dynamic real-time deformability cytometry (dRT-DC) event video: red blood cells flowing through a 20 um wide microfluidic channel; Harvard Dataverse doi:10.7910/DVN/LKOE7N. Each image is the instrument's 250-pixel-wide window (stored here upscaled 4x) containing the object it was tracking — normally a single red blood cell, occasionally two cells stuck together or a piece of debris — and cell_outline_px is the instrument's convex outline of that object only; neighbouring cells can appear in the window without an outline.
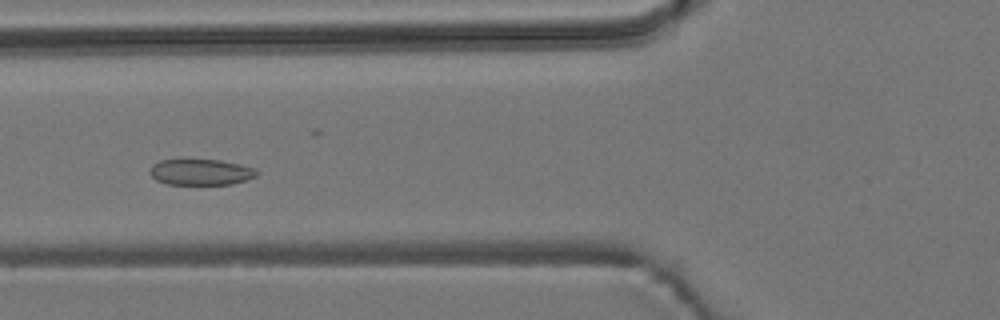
{"species": "common noctule bat (a hibernating species)", "species_latin": "Nyctalus noctula", "temperature_condition": "room temperature", "stored_images_in_passage": 30, "camera_frame_rate_fps": 3000, "um_per_image_px": 0.085, "animal": {"sex": "male", "body_mass_g": 19.2, "forearm_length_mm": 51.8}, "frame": {"image": 1, "passage_image": 7, "time_ms": 2.0, "image_size_px": [1000, 320], "cell_outline_px": [[260, 172], [256, 176], [248, 180], [232, 184], [168, 184], [156, 180], [148, 172], [152, 164], [160, 160], [220, 160], [240, 164], [256, 168]], "centroid_in_image_um": [17.1, 14.63], "position_along_channel_um": 108.7, "area_um2": 16.3}}
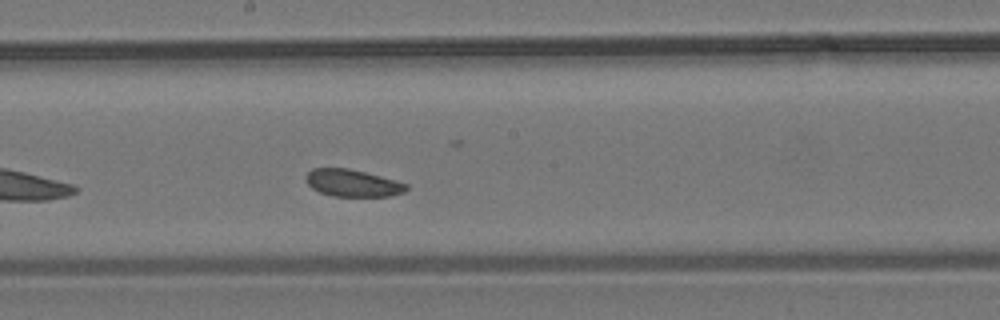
{"frame": {"image": 2, "passage_image": 16, "time_ms": 5.0, "image_size_px": [1000, 320], "cell_outline_px": [[408, 188], [404, 192], [388, 196], [332, 196], [320, 192], [312, 188], [304, 180], [304, 176], [312, 168], [348, 168], [380, 176], [408, 184]], "centroid_in_image_um": [29.93, 15.55], "position_along_channel_um": 218.3, "area_um2": 15.84}}
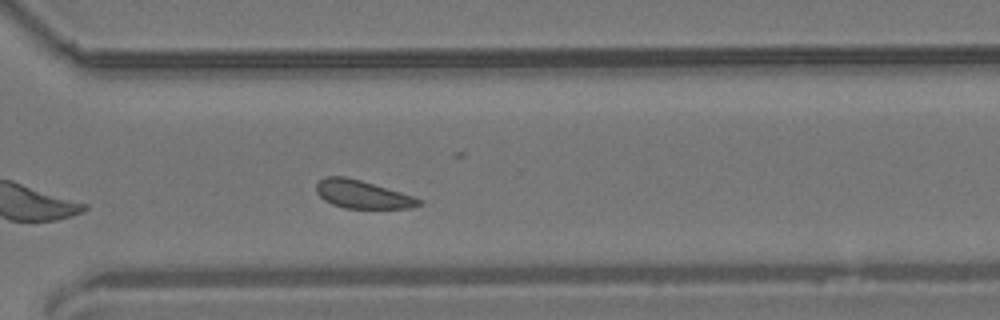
{"frame": {"image": 3, "passage_image": 26, "time_ms": 8.333, "image_size_px": [1000, 320], "cell_outline_px": [[420, 204], [412, 208], [344, 208], [332, 204], [324, 200], [316, 192], [316, 184], [324, 176], [348, 176], [400, 192], [412, 196], [420, 200]], "centroid_in_image_um": [30.74, 16.51], "position_along_channel_um": 339.9, "area_um2": 16.65}, "authors_computed_cell_mechanics": {"area_um2": 16.9932, "velocity_mm_per_s": 3.6462, "shape_relaxation_time_tau1_ms": null, "shape_relaxation_time_tau2_ms": 10.5376, "deformation_change_tau1": null, "deformation_change_tau2": 0.1335}}